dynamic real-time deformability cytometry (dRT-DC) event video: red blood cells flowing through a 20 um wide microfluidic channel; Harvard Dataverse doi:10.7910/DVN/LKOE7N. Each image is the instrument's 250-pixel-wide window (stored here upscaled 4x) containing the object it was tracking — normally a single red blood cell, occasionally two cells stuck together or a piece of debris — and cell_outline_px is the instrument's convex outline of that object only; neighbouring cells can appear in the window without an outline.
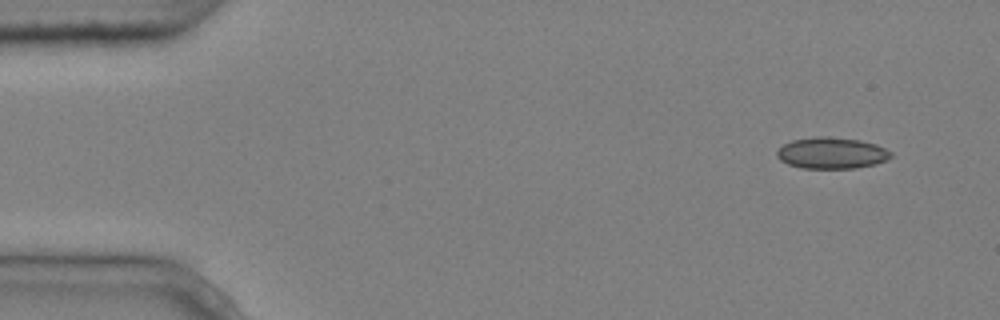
{"species": "common noctule bat (a hibernating species)", "species_latin": "Nyctalus noctula", "temperature_condition": "cold", "stored_images_in_passage": 4, "camera_frame_rate_fps": 3000, "um_per_image_px": 0.085, "animal": {"sex": "male", "body_mass_g": 20.4}, "frame": {"image": 1, "passage_image": 1, "time_ms": 0.0, "image_size_px": [1000, 320], "cell_outline_px": [[892, 156], [888, 160], [876, 164], [856, 168], [800, 168], [788, 164], [780, 160], [776, 156], [776, 152], [784, 144], [792, 140], [816, 136], [828, 136], [860, 140], [876, 144], [892, 152]], "centroid_in_image_um": [70.7, 13.01], "position_along_channel_um": 14.3, "area_um2": 20.98}}
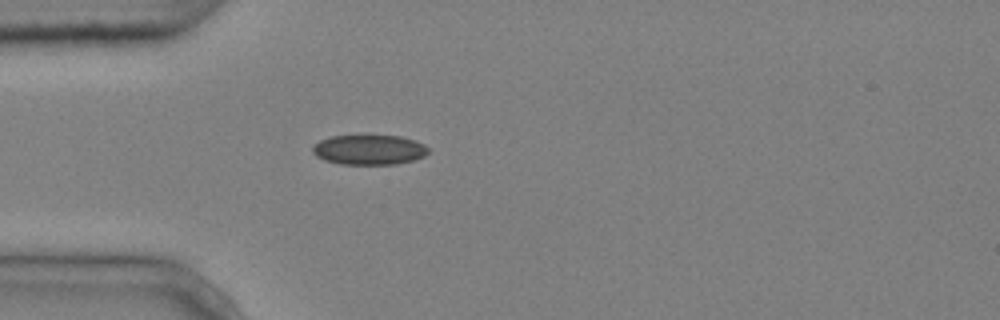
{"frame": {"image": 2, "passage_image": 4, "time_ms": 1.0, "image_size_px": [1000, 320], "cell_outline_px": [[428, 152], [424, 156], [412, 160], [396, 164], [340, 164], [324, 160], [316, 156], [312, 152], [312, 148], [320, 140], [332, 136], [400, 136], [416, 140], [424, 144], [428, 148]], "centroid_in_image_um": [31.38, 12.73], "position_along_channel_um": 53.6, "area_um2": 20.06}}